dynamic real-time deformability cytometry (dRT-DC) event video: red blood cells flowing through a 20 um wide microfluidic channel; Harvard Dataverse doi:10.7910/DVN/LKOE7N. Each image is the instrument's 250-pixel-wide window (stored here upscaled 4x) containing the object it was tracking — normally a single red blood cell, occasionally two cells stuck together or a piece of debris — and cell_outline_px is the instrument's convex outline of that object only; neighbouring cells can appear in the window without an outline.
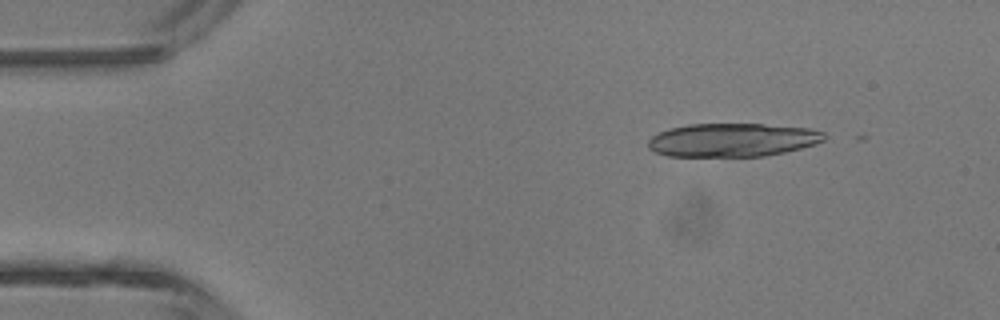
{"species": "common noctule bat (a hibernating species)", "species_latin": "Nyctalus noctula", "temperature_condition": "room temperature", "stored_images_in_passage": 9, "camera_frame_rate_fps": 3000, "um_per_image_px": 0.085, "animal": {"sex": "male", "body_mass_g": 13.3}, "frame": {"image": 1, "passage_image": 6, "time_ms": 1.667, "image_size_px": [1000, 320], "cell_outline_px": [[824, 140], [816, 144], [784, 152], [764, 156], [668, 156], [656, 152], [648, 148], [648, 140], [652, 136], [660, 132], [672, 128], [688, 124], [764, 124], [808, 128], [824, 132]], "centroid_in_image_um": [62.26, 11.9], "position_along_channel_um": 22.7, "area_um2": 34.16}}